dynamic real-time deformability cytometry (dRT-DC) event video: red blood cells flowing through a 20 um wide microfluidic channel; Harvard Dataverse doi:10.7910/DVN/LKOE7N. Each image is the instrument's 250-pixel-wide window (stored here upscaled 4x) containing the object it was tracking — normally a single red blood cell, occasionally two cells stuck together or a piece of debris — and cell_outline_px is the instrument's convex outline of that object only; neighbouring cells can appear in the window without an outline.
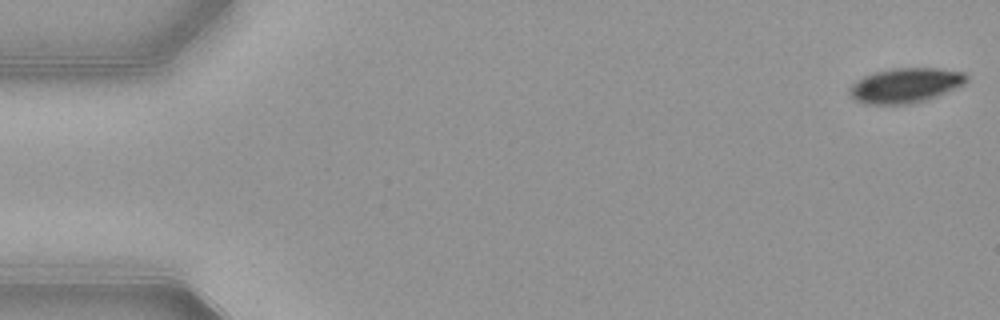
{"species": "common noctule bat (a hibernating species)", "species_latin": "Nyctalus noctula", "temperature_condition": "warm", "stored_images_in_passage": 53, "camera_frame_rate_fps": 3000, "um_per_image_px": 0.085, "animal": {"sex": "female", "body_mass_g": 21.9}, "frame": {"image": 1, "passage_image": 1, "time_ms": 0.0, "image_size_px": [1000, 320], "cell_outline_px": [[968, 80], [964, 84], [956, 88], [928, 100], [908, 104], [864, 104], [848, 96], [848, 88], [856, 80], [864, 76], [876, 72], [892, 68], [936, 68], [964, 72], [968, 76]], "centroid_in_image_um": [76.94, 7.26], "position_along_channel_um": 8.1, "area_um2": 23.93}}
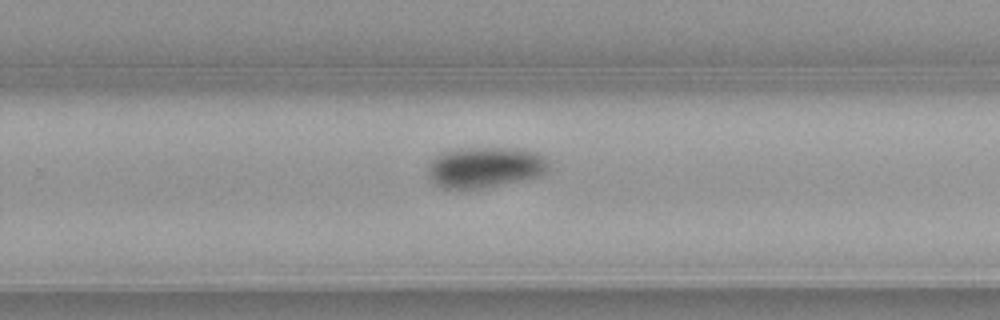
{"frame": {"image": 2, "passage_image": 34, "time_ms": 11.0, "image_size_px": [1000, 320], "cell_outline_px": [[552, 168], [548, 172], [540, 176], [484, 188], [444, 188], [436, 184], [428, 176], [428, 168], [432, 160], [440, 152], [452, 148], [520, 148], [536, 152], [544, 156], [548, 160]], "centroid_in_image_um": [41.28, 14.2], "position_along_channel_um": 288.5, "area_um2": 29.07}}
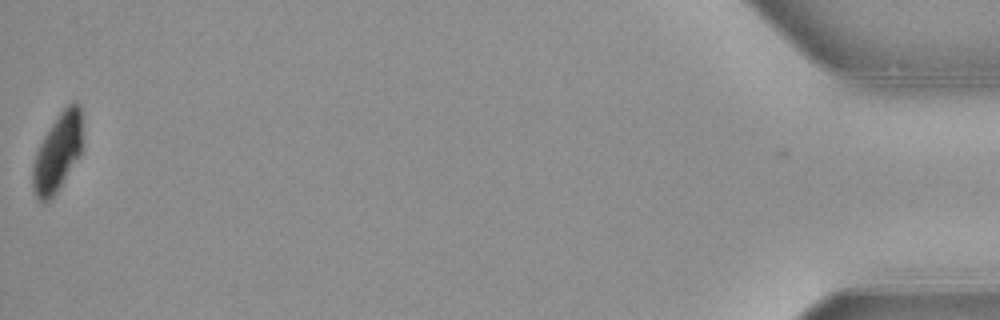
{"frame": {"image": 3, "passage_image": 53, "time_ms": 17.333, "image_size_px": [1000, 320], "cell_outline_px": [[80, 152], [52, 200], [40, 200], [36, 196], [32, 188], [32, 164], [36, 152], [44, 136], [60, 112], [72, 100], [76, 100], [80, 104]], "centroid_in_image_um": [4.85, 12.97], "position_along_channel_um": 430.4, "area_um2": 21.96}, "authors_computed_cell_mechanics": {"area_um2": 26.9926, "velocity_mm_per_s": 3.8707, "shape_relaxation_time_tau1_ms": 2.3379, "shape_relaxation_time_tau2_ms": null, "deformation_change_tau1": 0.1078, "deformation_change_tau2": null}}